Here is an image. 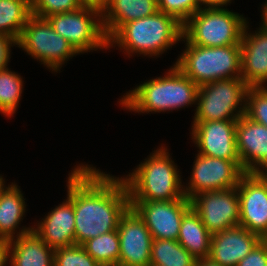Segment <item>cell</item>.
<instances>
[{
  "label": "cell",
  "mask_w": 267,
  "mask_h": 266,
  "mask_svg": "<svg viewBox=\"0 0 267 266\" xmlns=\"http://www.w3.org/2000/svg\"><path fill=\"white\" fill-rule=\"evenodd\" d=\"M75 244L118 229L130 207L124 180L87 164L73 169Z\"/></svg>",
  "instance_id": "cell-1"
},
{
  "label": "cell",
  "mask_w": 267,
  "mask_h": 266,
  "mask_svg": "<svg viewBox=\"0 0 267 266\" xmlns=\"http://www.w3.org/2000/svg\"><path fill=\"white\" fill-rule=\"evenodd\" d=\"M168 71L164 77L150 79L124 94L120 105L140 114L161 113L195 105L199 86L175 65Z\"/></svg>",
  "instance_id": "cell-2"
},
{
  "label": "cell",
  "mask_w": 267,
  "mask_h": 266,
  "mask_svg": "<svg viewBox=\"0 0 267 266\" xmlns=\"http://www.w3.org/2000/svg\"><path fill=\"white\" fill-rule=\"evenodd\" d=\"M182 37L183 24L175 17L157 11L151 16L123 24L108 39V48L115 44L114 47L124 49L123 52L129 57L135 53L158 57L181 41Z\"/></svg>",
  "instance_id": "cell-3"
},
{
  "label": "cell",
  "mask_w": 267,
  "mask_h": 266,
  "mask_svg": "<svg viewBox=\"0 0 267 266\" xmlns=\"http://www.w3.org/2000/svg\"><path fill=\"white\" fill-rule=\"evenodd\" d=\"M164 146L124 176L130 201H171L185 197L179 169Z\"/></svg>",
  "instance_id": "cell-4"
},
{
  "label": "cell",
  "mask_w": 267,
  "mask_h": 266,
  "mask_svg": "<svg viewBox=\"0 0 267 266\" xmlns=\"http://www.w3.org/2000/svg\"><path fill=\"white\" fill-rule=\"evenodd\" d=\"M184 39V40H183ZM175 66L198 86L221 79L241 78V45L204 47L190 44Z\"/></svg>",
  "instance_id": "cell-5"
},
{
  "label": "cell",
  "mask_w": 267,
  "mask_h": 266,
  "mask_svg": "<svg viewBox=\"0 0 267 266\" xmlns=\"http://www.w3.org/2000/svg\"><path fill=\"white\" fill-rule=\"evenodd\" d=\"M247 21L227 8L202 7L183 24V38L204 47L240 45Z\"/></svg>",
  "instance_id": "cell-6"
},
{
  "label": "cell",
  "mask_w": 267,
  "mask_h": 266,
  "mask_svg": "<svg viewBox=\"0 0 267 266\" xmlns=\"http://www.w3.org/2000/svg\"><path fill=\"white\" fill-rule=\"evenodd\" d=\"M249 87L242 78L221 79L200 85L193 122L238 120L245 115Z\"/></svg>",
  "instance_id": "cell-7"
},
{
  "label": "cell",
  "mask_w": 267,
  "mask_h": 266,
  "mask_svg": "<svg viewBox=\"0 0 267 266\" xmlns=\"http://www.w3.org/2000/svg\"><path fill=\"white\" fill-rule=\"evenodd\" d=\"M46 19L54 31L65 38L79 54L108 49L101 10L98 8L81 6L72 12L52 14Z\"/></svg>",
  "instance_id": "cell-8"
},
{
  "label": "cell",
  "mask_w": 267,
  "mask_h": 266,
  "mask_svg": "<svg viewBox=\"0 0 267 266\" xmlns=\"http://www.w3.org/2000/svg\"><path fill=\"white\" fill-rule=\"evenodd\" d=\"M19 48L40 61L52 72L60 71L64 63L79 53L46 18L31 15L18 39Z\"/></svg>",
  "instance_id": "cell-9"
},
{
  "label": "cell",
  "mask_w": 267,
  "mask_h": 266,
  "mask_svg": "<svg viewBox=\"0 0 267 266\" xmlns=\"http://www.w3.org/2000/svg\"><path fill=\"white\" fill-rule=\"evenodd\" d=\"M188 185H183L189 200L199 193L235 188L246 173L235 161L197 154Z\"/></svg>",
  "instance_id": "cell-10"
},
{
  "label": "cell",
  "mask_w": 267,
  "mask_h": 266,
  "mask_svg": "<svg viewBox=\"0 0 267 266\" xmlns=\"http://www.w3.org/2000/svg\"><path fill=\"white\" fill-rule=\"evenodd\" d=\"M190 203L211 235L239 226L237 187L199 193L190 199Z\"/></svg>",
  "instance_id": "cell-11"
},
{
  "label": "cell",
  "mask_w": 267,
  "mask_h": 266,
  "mask_svg": "<svg viewBox=\"0 0 267 266\" xmlns=\"http://www.w3.org/2000/svg\"><path fill=\"white\" fill-rule=\"evenodd\" d=\"M153 239L177 240L184 214L191 208L187 197L171 201H130Z\"/></svg>",
  "instance_id": "cell-12"
},
{
  "label": "cell",
  "mask_w": 267,
  "mask_h": 266,
  "mask_svg": "<svg viewBox=\"0 0 267 266\" xmlns=\"http://www.w3.org/2000/svg\"><path fill=\"white\" fill-rule=\"evenodd\" d=\"M237 120L193 122L191 138L199 154L241 162L236 144Z\"/></svg>",
  "instance_id": "cell-13"
},
{
  "label": "cell",
  "mask_w": 267,
  "mask_h": 266,
  "mask_svg": "<svg viewBox=\"0 0 267 266\" xmlns=\"http://www.w3.org/2000/svg\"><path fill=\"white\" fill-rule=\"evenodd\" d=\"M239 226L267 239V183L258 173L246 172L237 185Z\"/></svg>",
  "instance_id": "cell-14"
},
{
  "label": "cell",
  "mask_w": 267,
  "mask_h": 266,
  "mask_svg": "<svg viewBox=\"0 0 267 266\" xmlns=\"http://www.w3.org/2000/svg\"><path fill=\"white\" fill-rule=\"evenodd\" d=\"M117 231L120 240L118 266H150L153 238L132 207L120 218Z\"/></svg>",
  "instance_id": "cell-15"
},
{
  "label": "cell",
  "mask_w": 267,
  "mask_h": 266,
  "mask_svg": "<svg viewBox=\"0 0 267 266\" xmlns=\"http://www.w3.org/2000/svg\"><path fill=\"white\" fill-rule=\"evenodd\" d=\"M66 186L67 199L48 212L38 225L33 226V231L54 250L75 245L73 169Z\"/></svg>",
  "instance_id": "cell-16"
},
{
  "label": "cell",
  "mask_w": 267,
  "mask_h": 266,
  "mask_svg": "<svg viewBox=\"0 0 267 266\" xmlns=\"http://www.w3.org/2000/svg\"><path fill=\"white\" fill-rule=\"evenodd\" d=\"M236 144L241 168L257 173L267 164V127L242 115L236 124Z\"/></svg>",
  "instance_id": "cell-17"
},
{
  "label": "cell",
  "mask_w": 267,
  "mask_h": 266,
  "mask_svg": "<svg viewBox=\"0 0 267 266\" xmlns=\"http://www.w3.org/2000/svg\"><path fill=\"white\" fill-rule=\"evenodd\" d=\"M262 240L241 226L212 235L208 259L221 266H237Z\"/></svg>",
  "instance_id": "cell-18"
},
{
  "label": "cell",
  "mask_w": 267,
  "mask_h": 266,
  "mask_svg": "<svg viewBox=\"0 0 267 266\" xmlns=\"http://www.w3.org/2000/svg\"><path fill=\"white\" fill-rule=\"evenodd\" d=\"M248 23L241 39V78L251 86H265L267 82V29L262 25L255 33ZM252 33V34H251Z\"/></svg>",
  "instance_id": "cell-19"
},
{
  "label": "cell",
  "mask_w": 267,
  "mask_h": 266,
  "mask_svg": "<svg viewBox=\"0 0 267 266\" xmlns=\"http://www.w3.org/2000/svg\"><path fill=\"white\" fill-rule=\"evenodd\" d=\"M157 11L158 4L154 0H106L101 18L107 39L123 24L151 16Z\"/></svg>",
  "instance_id": "cell-20"
},
{
  "label": "cell",
  "mask_w": 267,
  "mask_h": 266,
  "mask_svg": "<svg viewBox=\"0 0 267 266\" xmlns=\"http://www.w3.org/2000/svg\"><path fill=\"white\" fill-rule=\"evenodd\" d=\"M54 249L50 248L34 231L11 240V266H53Z\"/></svg>",
  "instance_id": "cell-21"
},
{
  "label": "cell",
  "mask_w": 267,
  "mask_h": 266,
  "mask_svg": "<svg viewBox=\"0 0 267 266\" xmlns=\"http://www.w3.org/2000/svg\"><path fill=\"white\" fill-rule=\"evenodd\" d=\"M7 186L0 196V237L12 240L33 231V226L26 228L23 226L17 232L16 229L19 228L26 212V199L17 184L12 182Z\"/></svg>",
  "instance_id": "cell-22"
},
{
  "label": "cell",
  "mask_w": 267,
  "mask_h": 266,
  "mask_svg": "<svg viewBox=\"0 0 267 266\" xmlns=\"http://www.w3.org/2000/svg\"><path fill=\"white\" fill-rule=\"evenodd\" d=\"M212 235L190 208L183 216L177 241L197 260L209 257Z\"/></svg>",
  "instance_id": "cell-23"
},
{
  "label": "cell",
  "mask_w": 267,
  "mask_h": 266,
  "mask_svg": "<svg viewBox=\"0 0 267 266\" xmlns=\"http://www.w3.org/2000/svg\"><path fill=\"white\" fill-rule=\"evenodd\" d=\"M31 15L30 0H0V32L18 41Z\"/></svg>",
  "instance_id": "cell-24"
},
{
  "label": "cell",
  "mask_w": 267,
  "mask_h": 266,
  "mask_svg": "<svg viewBox=\"0 0 267 266\" xmlns=\"http://www.w3.org/2000/svg\"><path fill=\"white\" fill-rule=\"evenodd\" d=\"M196 259L177 241L153 239L150 265L194 266Z\"/></svg>",
  "instance_id": "cell-25"
},
{
  "label": "cell",
  "mask_w": 267,
  "mask_h": 266,
  "mask_svg": "<svg viewBox=\"0 0 267 266\" xmlns=\"http://www.w3.org/2000/svg\"><path fill=\"white\" fill-rule=\"evenodd\" d=\"M82 246L101 266H118L120 240L117 230L88 239Z\"/></svg>",
  "instance_id": "cell-26"
},
{
  "label": "cell",
  "mask_w": 267,
  "mask_h": 266,
  "mask_svg": "<svg viewBox=\"0 0 267 266\" xmlns=\"http://www.w3.org/2000/svg\"><path fill=\"white\" fill-rule=\"evenodd\" d=\"M23 89V79L9 68L0 70V113L12 117L17 111Z\"/></svg>",
  "instance_id": "cell-27"
},
{
  "label": "cell",
  "mask_w": 267,
  "mask_h": 266,
  "mask_svg": "<svg viewBox=\"0 0 267 266\" xmlns=\"http://www.w3.org/2000/svg\"><path fill=\"white\" fill-rule=\"evenodd\" d=\"M245 116L267 127V86L249 87Z\"/></svg>",
  "instance_id": "cell-28"
},
{
  "label": "cell",
  "mask_w": 267,
  "mask_h": 266,
  "mask_svg": "<svg viewBox=\"0 0 267 266\" xmlns=\"http://www.w3.org/2000/svg\"><path fill=\"white\" fill-rule=\"evenodd\" d=\"M53 266H101L82 245L58 248L54 251Z\"/></svg>",
  "instance_id": "cell-29"
},
{
  "label": "cell",
  "mask_w": 267,
  "mask_h": 266,
  "mask_svg": "<svg viewBox=\"0 0 267 266\" xmlns=\"http://www.w3.org/2000/svg\"><path fill=\"white\" fill-rule=\"evenodd\" d=\"M83 6L79 0H30L31 13L46 18L52 14L72 12Z\"/></svg>",
  "instance_id": "cell-30"
},
{
  "label": "cell",
  "mask_w": 267,
  "mask_h": 266,
  "mask_svg": "<svg viewBox=\"0 0 267 266\" xmlns=\"http://www.w3.org/2000/svg\"><path fill=\"white\" fill-rule=\"evenodd\" d=\"M201 8L198 0H160L158 3V11L175 17L182 24Z\"/></svg>",
  "instance_id": "cell-31"
},
{
  "label": "cell",
  "mask_w": 267,
  "mask_h": 266,
  "mask_svg": "<svg viewBox=\"0 0 267 266\" xmlns=\"http://www.w3.org/2000/svg\"><path fill=\"white\" fill-rule=\"evenodd\" d=\"M237 266H267V239H262Z\"/></svg>",
  "instance_id": "cell-32"
},
{
  "label": "cell",
  "mask_w": 267,
  "mask_h": 266,
  "mask_svg": "<svg viewBox=\"0 0 267 266\" xmlns=\"http://www.w3.org/2000/svg\"><path fill=\"white\" fill-rule=\"evenodd\" d=\"M16 45H18V41L15 38L0 32V70L8 68L11 47Z\"/></svg>",
  "instance_id": "cell-33"
},
{
  "label": "cell",
  "mask_w": 267,
  "mask_h": 266,
  "mask_svg": "<svg viewBox=\"0 0 267 266\" xmlns=\"http://www.w3.org/2000/svg\"><path fill=\"white\" fill-rule=\"evenodd\" d=\"M10 245V239L0 237V266H6L8 264L7 261H10Z\"/></svg>",
  "instance_id": "cell-34"
},
{
  "label": "cell",
  "mask_w": 267,
  "mask_h": 266,
  "mask_svg": "<svg viewBox=\"0 0 267 266\" xmlns=\"http://www.w3.org/2000/svg\"><path fill=\"white\" fill-rule=\"evenodd\" d=\"M199 4L204 7H218V8H224V5L227 6L229 3H231V0H198Z\"/></svg>",
  "instance_id": "cell-35"
},
{
  "label": "cell",
  "mask_w": 267,
  "mask_h": 266,
  "mask_svg": "<svg viewBox=\"0 0 267 266\" xmlns=\"http://www.w3.org/2000/svg\"><path fill=\"white\" fill-rule=\"evenodd\" d=\"M83 6H91L98 9H102L106 3V0H79Z\"/></svg>",
  "instance_id": "cell-36"
},
{
  "label": "cell",
  "mask_w": 267,
  "mask_h": 266,
  "mask_svg": "<svg viewBox=\"0 0 267 266\" xmlns=\"http://www.w3.org/2000/svg\"><path fill=\"white\" fill-rule=\"evenodd\" d=\"M194 266H221L210 259H197Z\"/></svg>",
  "instance_id": "cell-37"
},
{
  "label": "cell",
  "mask_w": 267,
  "mask_h": 266,
  "mask_svg": "<svg viewBox=\"0 0 267 266\" xmlns=\"http://www.w3.org/2000/svg\"><path fill=\"white\" fill-rule=\"evenodd\" d=\"M263 7V9H262V11H261V25L265 28V29H267V0H266V2H265V4L262 6Z\"/></svg>",
  "instance_id": "cell-38"
},
{
  "label": "cell",
  "mask_w": 267,
  "mask_h": 266,
  "mask_svg": "<svg viewBox=\"0 0 267 266\" xmlns=\"http://www.w3.org/2000/svg\"><path fill=\"white\" fill-rule=\"evenodd\" d=\"M260 177L267 183V164L257 172Z\"/></svg>",
  "instance_id": "cell-39"
},
{
  "label": "cell",
  "mask_w": 267,
  "mask_h": 266,
  "mask_svg": "<svg viewBox=\"0 0 267 266\" xmlns=\"http://www.w3.org/2000/svg\"><path fill=\"white\" fill-rule=\"evenodd\" d=\"M7 188V186L5 185V181L3 179L2 176H0V196L2 194V192Z\"/></svg>",
  "instance_id": "cell-40"
}]
</instances>
